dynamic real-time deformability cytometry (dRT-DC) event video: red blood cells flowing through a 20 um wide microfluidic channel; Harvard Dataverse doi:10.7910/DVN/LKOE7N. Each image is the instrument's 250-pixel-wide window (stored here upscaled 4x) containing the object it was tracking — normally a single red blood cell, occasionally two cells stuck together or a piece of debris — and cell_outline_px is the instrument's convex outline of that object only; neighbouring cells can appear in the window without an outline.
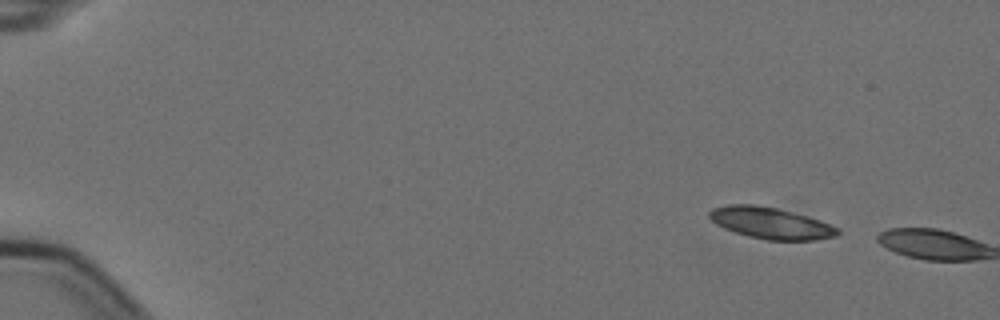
{"species": "Egyptian fruit bat (a non-hibernating species)", "species_latin": "Rousettus aegyptiacus", "temperature_condition": "cold", "stored_images_in_passage": 2, "camera_frame_rate_fps": 3000, "um_per_image_px": 0.085, "animal": {"sex": "female"}, "frame": {"image": 1, "passage_image": 1, "time_ms": 0.0, "image_size_px": [1000, 320], "cell_outline_px": [[840, 232], [836, 236], [812, 240], [768, 240], [748, 236], [724, 228], [716, 224], [708, 216], [708, 212], [712, 208], [728, 204], [752, 204], [776, 208], [808, 216], [820, 220], [840, 228]], "centroid_in_image_um": [65.51, 18.95], "position_along_channel_um": 19.5, "area_um2": 23.47}}